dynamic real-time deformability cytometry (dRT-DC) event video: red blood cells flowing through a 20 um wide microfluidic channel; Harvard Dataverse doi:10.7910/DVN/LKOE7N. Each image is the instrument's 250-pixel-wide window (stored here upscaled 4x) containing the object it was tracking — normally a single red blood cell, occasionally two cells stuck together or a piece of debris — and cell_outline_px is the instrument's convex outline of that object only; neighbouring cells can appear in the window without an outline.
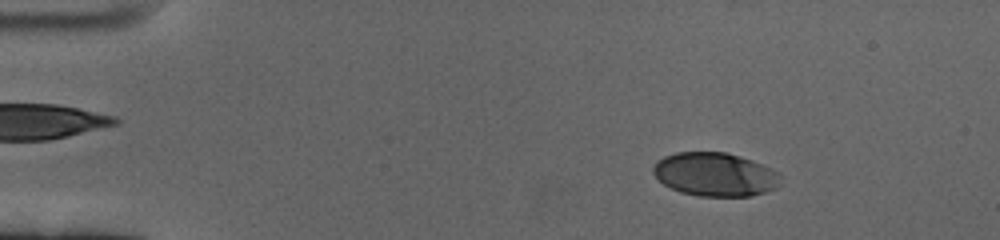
{"species": "human", "species_latin": "Homo sapiens", "temperature_condition": "cold", "stored_images_in_passage": 61, "camera_frame_rate_fps": 3000, "um_per_image_px": 0.085, "donor": {"sex": "female"}, "frame": {"image": 1, "passage_image": 9, "time_ms": 2.667, "image_size_px": [1000, 240], "cell_outline_px": [[780, 176], [776, 188], [752, 196], [700, 196], [680, 192], [664, 184], [652, 172], [652, 168], [656, 160], [664, 156], [676, 152], [728, 152], [752, 160], [776, 172]], "centroid_in_image_um": [60.73, 14.82], "position_along_channel_um": 24.3, "area_um2": 32.19}}
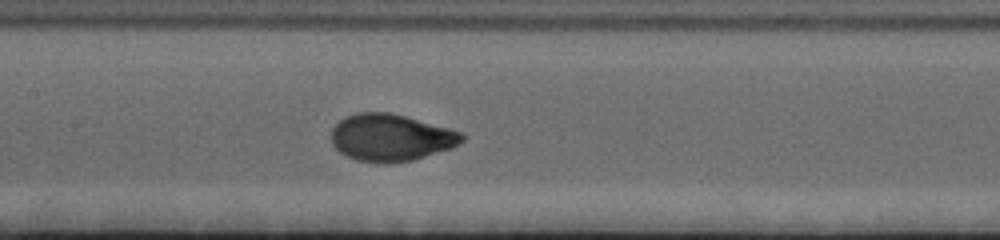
{"frame": {"image": 2, "passage_image": 30, "time_ms": 9.667, "image_size_px": [1000, 240], "cell_outline_px": [[464, 140], [460, 144], [452, 148], [412, 160], [392, 164], [376, 164], [356, 160], [340, 152], [332, 144], [332, 128], [344, 116], [360, 112], [388, 112], [404, 116], [464, 132]], "centroid_in_image_um": [33.23, 11.71], "position_along_channel_um": 174.2, "area_um2": 36.07}}
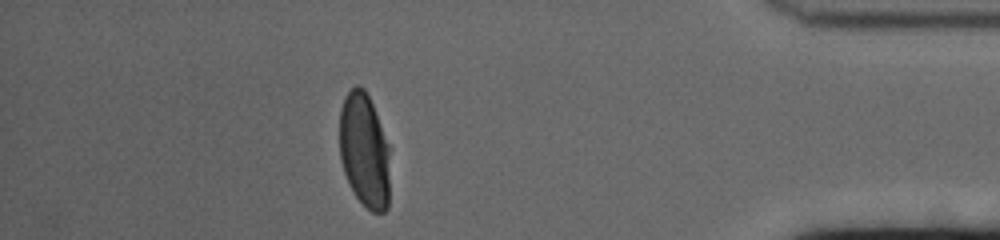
{"frame": {"image": 3, "passage_image": 54, "time_ms": 17.667, "image_size_px": [1000, 240], "cell_outline_px": [[388, 208], [384, 212], [372, 212], [356, 196], [348, 184], [340, 160], [340, 108], [348, 92], [356, 84], [364, 88], [372, 104], [388, 144]], "centroid_in_image_um": [30.95, 12.79], "position_along_channel_um": 404.3, "area_um2": 33.23}, "authors_computed_cell_mechanics": {"area_um2": 34.5644, "velocity_mm_per_s": 3.3604, "shape_relaxation_time_tau1_ms": 3.4996, "shape_relaxation_time_tau2_ms": null, "deformation_change_tau1": 0.1815, "deformation_change_tau2": null}}